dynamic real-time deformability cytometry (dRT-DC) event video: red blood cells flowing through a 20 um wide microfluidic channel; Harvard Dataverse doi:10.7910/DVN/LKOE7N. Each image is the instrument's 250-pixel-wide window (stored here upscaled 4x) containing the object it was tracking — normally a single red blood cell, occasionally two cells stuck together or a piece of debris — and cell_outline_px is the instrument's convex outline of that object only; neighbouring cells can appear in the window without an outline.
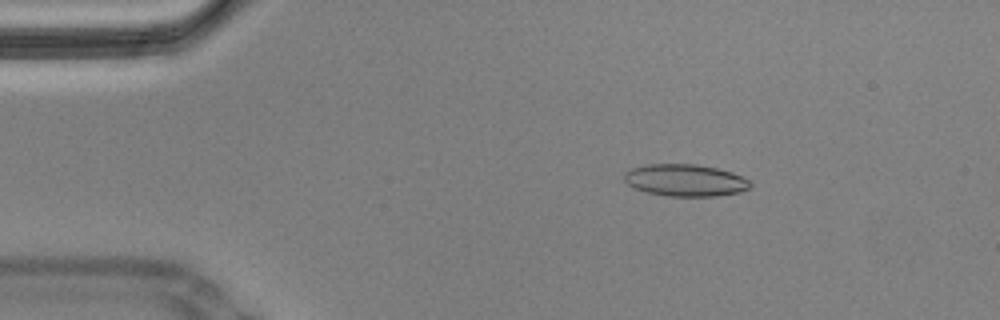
{"species": "Egyptian fruit bat (a non-hibernating species)", "species_latin": "Rousettus aegyptiacus", "temperature_condition": "cold", "stored_images_in_passage": 56, "camera_frame_rate_fps": 3000, "um_per_image_px": 0.085, "animal": {"sex": "male"}, "frame": {"image": 1, "passage_image": 9, "time_ms": 2.667, "image_size_px": [1000, 320], "cell_outline_px": [[752, 188], [740, 192], [716, 196], [668, 196], [648, 192], [636, 188], [628, 184], [624, 180], [624, 172], [632, 168], [648, 164], [696, 164], [716, 168], [732, 172], [748, 180], [752, 184]], "centroid_in_image_um": [58.27, 15.32], "position_along_channel_um": 26.7, "area_um2": 23.47}, "authors_computed_cell_mechanics": {"area_um2": 24.276, "velocity_mm_per_s": 3.5068, "shape_relaxation_time_tau1_ms": null, "shape_relaxation_time_tau2_ms": 1.4583, "deformation_change_tau1": null, "deformation_change_tau2": 0.0814}}